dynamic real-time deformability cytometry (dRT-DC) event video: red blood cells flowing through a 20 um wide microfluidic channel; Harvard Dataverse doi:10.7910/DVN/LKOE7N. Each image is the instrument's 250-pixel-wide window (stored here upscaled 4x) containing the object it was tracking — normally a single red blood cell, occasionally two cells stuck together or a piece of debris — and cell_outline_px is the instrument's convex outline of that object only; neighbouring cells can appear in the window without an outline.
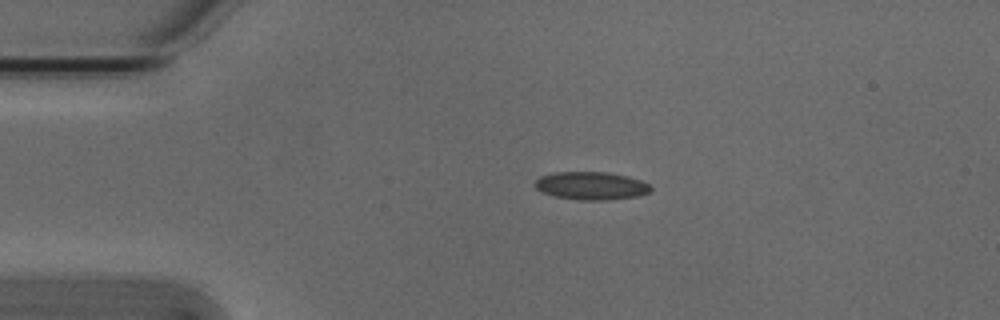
{"species": "Egyptian fruit bat (a non-hibernating species)", "species_latin": "Rousettus aegyptiacus", "temperature_condition": "cold", "stored_images_in_passage": 2, "camera_frame_rate_fps": 3000, "um_per_image_px": 0.085, "animal": {"sex": "male"}, "frame": {"image": 1, "passage_image": 1, "time_ms": 0.0, "image_size_px": [1000, 320], "cell_outline_px": [[652, 188], [648, 192], [640, 196], [608, 200], [576, 200], [556, 196], [540, 192], [532, 184], [540, 176], [552, 172], [608, 172], [628, 176], [640, 180], [648, 184]], "centroid_in_image_um": [50.22, 15.79], "position_along_channel_um": 34.8, "area_um2": 19.07}}